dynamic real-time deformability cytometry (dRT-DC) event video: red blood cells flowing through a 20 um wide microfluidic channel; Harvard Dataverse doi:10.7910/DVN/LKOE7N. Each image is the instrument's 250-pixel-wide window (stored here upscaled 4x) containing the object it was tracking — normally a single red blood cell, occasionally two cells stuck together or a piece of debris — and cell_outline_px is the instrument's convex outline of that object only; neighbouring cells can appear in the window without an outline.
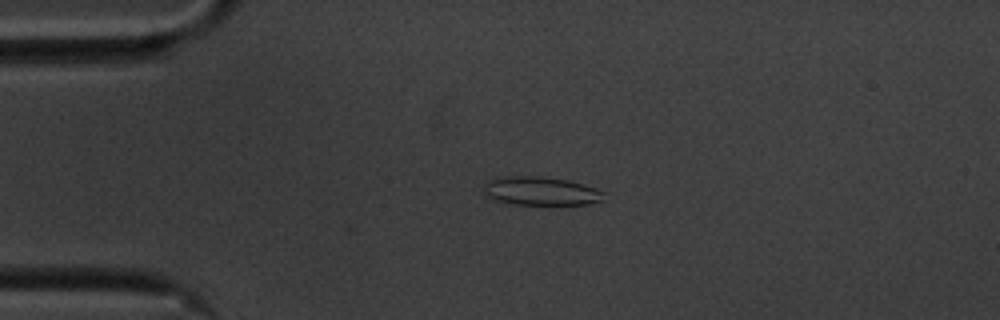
{"species": "common noctule bat (a hibernating species)", "species_latin": "Nyctalus noctula", "temperature_condition": "cold", "stored_images_in_passage": 45, "camera_frame_rate_fps": 3000, "um_per_image_px": 0.085, "animal": {"sex": "male", "body_mass_g": 20.1, "forearm_length_mm": 53.5}, "frame": {"image": 1, "passage_image": 1, "time_ms": 0.0, "image_size_px": [1000, 320], "cell_outline_px": [[604, 200], [588, 204], [508, 204], [484, 196], [484, 184], [488, 180], [496, 176], [540, 176], [568, 180], [604, 192]], "centroid_in_image_um": [45.88, 16.23], "position_along_channel_um": 39.1, "area_um2": 20.06}}
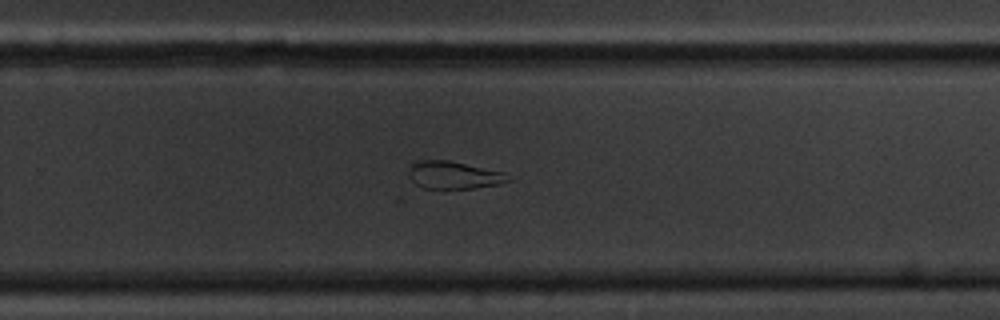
{"frame": {"image": 2, "passage_image": 25, "time_ms": 8.0, "image_size_px": [1000, 320], "cell_outline_px": [[512, 180], [500, 184], [476, 188], [424, 188], [416, 184], [412, 180], [408, 172], [408, 168], [412, 164], [420, 160], [448, 160], [504, 172]], "centroid_in_image_um": [38.58, 14.88], "position_along_channel_um": 291.2, "area_um2": 15.9}}
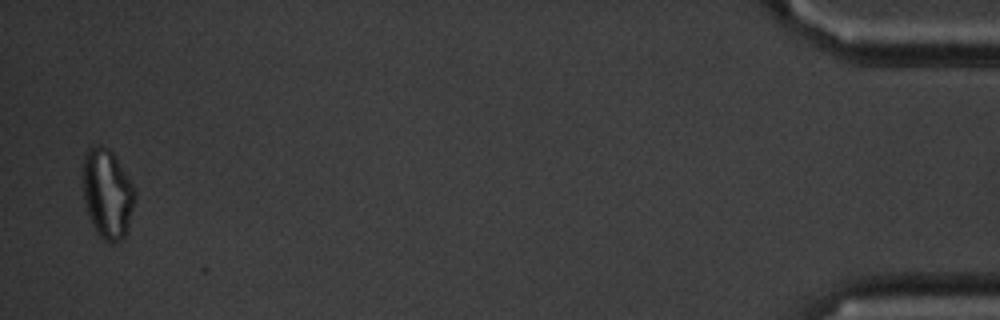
{"frame": {"image": 3, "passage_image": 44, "time_ms": 14.333, "image_size_px": [1000, 320], "cell_outline_px": [[136, 196], [128, 228], [124, 236], [116, 244], [108, 244], [96, 232], [88, 216], [84, 204], [80, 184], [80, 168], [84, 156], [88, 148], [108, 148], [112, 152], [132, 184], [136, 192]], "centroid_in_image_um": [9.07, 16.5], "position_along_channel_um": 426.1, "area_um2": 27.69}}